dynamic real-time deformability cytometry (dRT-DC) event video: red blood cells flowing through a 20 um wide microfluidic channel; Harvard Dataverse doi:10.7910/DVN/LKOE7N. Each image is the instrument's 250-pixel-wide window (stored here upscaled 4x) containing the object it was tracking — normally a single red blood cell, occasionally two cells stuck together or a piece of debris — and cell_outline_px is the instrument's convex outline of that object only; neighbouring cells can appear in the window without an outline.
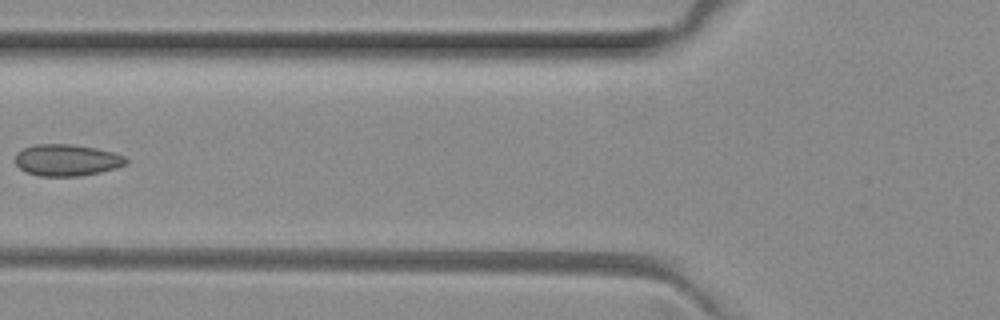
{"species": "common noctule bat (a hibernating species)", "species_latin": "Nyctalus noctula", "temperature_condition": "room temperature", "stored_images_in_passage": 6, "camera_frame_rate_fps": 3000, "um_per_image_px": 0.085, "animal": {"sex": "female", "body_mass_g": 29.2, "forearm_length_mm": 56.3}, "frame": {"image": 1, "passage_image": 6, "time_ms": 1.667, "image_size_px": [1000, 320], "cell_outline_px": [[128, 160], [124, 164], [116, 168], [100, 172], [80, 176], [40, 176], [28, 172], [20, 168], [16, 164], [16, 152], [24, 148], [36, 144], [72, 144], [96, 148], [112, 152], [124, 156]], "centroid_in_image_um": [5.67, 13.6], "position_along_channel_um": 120.1, "area_um2": 20.29}}